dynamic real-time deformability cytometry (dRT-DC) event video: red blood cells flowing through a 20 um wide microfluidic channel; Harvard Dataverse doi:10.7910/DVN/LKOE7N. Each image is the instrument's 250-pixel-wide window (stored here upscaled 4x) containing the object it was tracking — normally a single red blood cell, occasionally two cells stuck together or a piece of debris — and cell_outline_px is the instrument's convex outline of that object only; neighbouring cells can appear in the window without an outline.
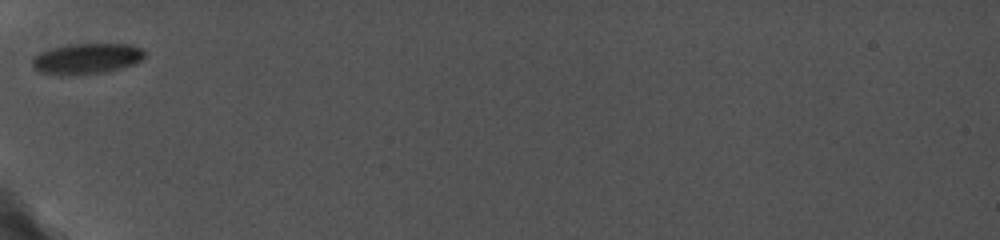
{"species": "common noctule bat (a hibernating species)", "species_latin": "Nyctalus noctula", "temperature_condition": "cold", "stored_images_in_passage": 10, "camera_frame_rate_fps": 5000, "um_per_image_px": 0.085, "animal": {"sex": "female", "body_mass_g": 19.0, "forearm_length_mm": 56.7}, "frame": {"image": 1, "passage_image": 1, "time_ms": 0.0, "image_size_px": [1000, 240], "cell_outline_px": [[144, 56], [136, 64], [104, 72], [40, 72], [32, 64], [32, 60], [40, 52], [52, 48], [68, 44], [128, 44], [140, 48], [144, 52]], "centroid_in_image_um": [7.43, 4.93], "position_along_channel_um": 77.6, "area_um2": 19.02}}
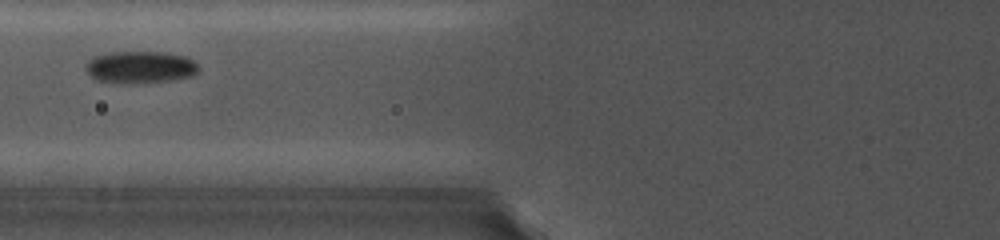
{"frame": {"image": 2, "passage_image": 2, "time_ms": 1.0, "image_size_px": [1000, 240], "cell_outline_px": [[200, 68], [192, 76], [176, 80], [144, 84], [112, 84], [96, 80], [88, 72], [88, 60], [92, 56], [104, 52], [164, 52], [188, 56]], "centroid_in_image_um": [11.93, 5.73], "position_along_channel_um": 113.9, "area_um2": 21.79}}